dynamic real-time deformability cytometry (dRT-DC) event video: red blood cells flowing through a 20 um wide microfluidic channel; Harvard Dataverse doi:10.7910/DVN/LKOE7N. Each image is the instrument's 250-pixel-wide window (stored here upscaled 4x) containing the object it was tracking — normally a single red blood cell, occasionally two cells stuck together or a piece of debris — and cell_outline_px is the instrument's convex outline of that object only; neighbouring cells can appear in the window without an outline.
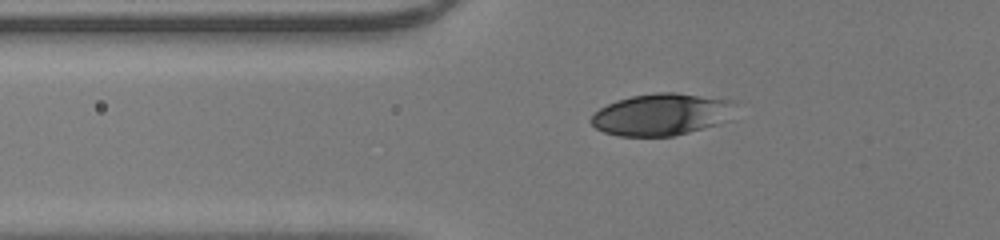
{"species": "human", "species_latin": "Homo sapiens", "temperature_condition": "room temperature", "stored_images_in_passage": 34, "camera_frame_rate_fps": 3000, "um_per_image_px": 0.085, "donor": {"sex": "male"}, "frame": {"image": 1, "passage_image": 4, "time_ms": 1.0, "image_size_px": [1000, 240], "cell_outline_px": [[732, 120], [720, 124], [672, 136], [620, 136], [604, 132], [596, 128], [588, 120], [600, 108], [616, 100], [632, 96], [656, 92], [676, 92], [732, 100]], "centroid_in_image_um": [56.23, 9.73], "position_along_channel_um": 69.6, "area_um2": 35.26}}
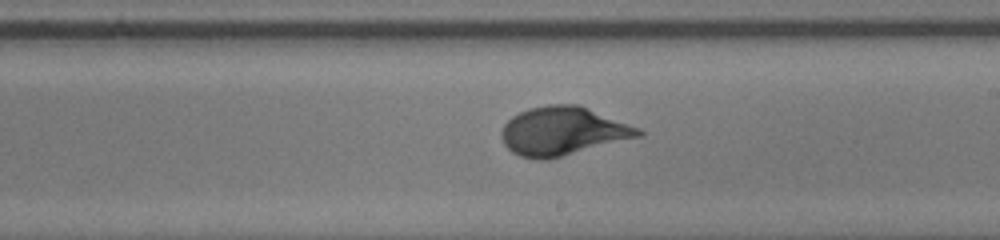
{"frame": {"image": 2, "passage_image": 17, "time_ms": 5.333, "image_size_px": [1000, 240], "cell_outline_px": [[644, 136], [560, 156], [520, 156], [512, 152], [504, 144], [500, 132], [504, 124], [512, 116], [528, 108], [548, 104], [580, 104], [640, 128], [644, 132]], "centroid_in_image_um": [47.89, 11.09], "position_along_channel_um": 241.1, "area_um2": 38.15}}
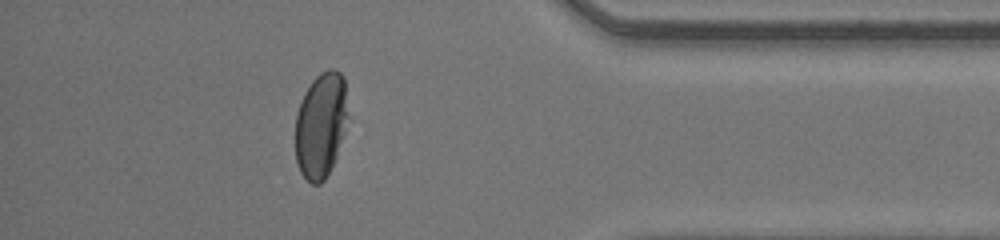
{"frame": {"image": 3, "passage_image": 30, "time_ms": 9.667, "image_size_px": [1000, 240], "cell_outline_px": [[348, 116], [336, 156], [324, 180], [320, 184], [312, 184], [300, 172], [296, 160], [296, 112], [304, 92], [312, 80], [320, 72], [328, 68], [336, 68], [344, 76]], "centroid_in_image_um": [27.26, 10.57], "position_along_channel_um": 407.9, "area_um2": 32.31}, "authors_computed_cell_mechanics": {"area_um2": 36.4429, "velocity_mm_per_s": 4.2441, "shape_relaxation_time_tau1_ms": 2.8317, "shape_relaxation_time_tau2_ms": null, "deformation_change_tau1": 0.1538, "deformation_change_tau2": null}}